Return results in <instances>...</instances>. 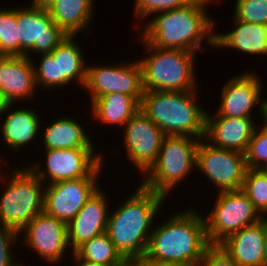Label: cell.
Wrapping results in <instances>:
<instances>
[{"mask_svg":"<svg viewBox=\"0 0 267 266\" xmlns=\"http://www.w3.org/2000/svg\"><path fill=\"white\" fill-rule=\"evenodd\" d=\"M142 98L122 93L104 94L91 102L92 116L104 125L123 127L140 110Z\"/></svg>","mask_w":267,"mask_h":266,"instance_id":"25","label":"cell"},{"mask_svg":"<svg viewBox=\"0 0 267 266\" xmlns=\"http://www.w3.org/2000/svg\"><path fill=\"white\" fill-rule=\"evenodd\" d=\"M102 166L101 163L88 177L45 185L43 212L68 224L101 187L98 175Z\"/></svg>","mask_w":267,"mask_h":266,"instance_id":"12","label":"cell"},{"mask_svg":"<svg viewBox=\"0 0 267 266\" xmlns=\"http://www.w3.org/2000/svg\"><path fill=\"white\" fill-rule=\"evenodd\" d=\"M0 54L20 56L17 8L0 9Z\"/></svg>","mask_w":267,"mask_h":266,"instance_id":"29","label":"cell"},{"mask_svg":"<svg viewBox=\"0 0 267 266\" xmlns=\"http://www.w3.org/2000/svg\"><path fill=\"white\" fill-rule=\"evenodd\" d=\"M72 257H73V262H76L75 265L77 266H107V265H102V264H98L95 262H91V261H86V260H81L74 252H72Z\"/></svg>","mask_w":267,"mask_h":266,"instance_id":"35","label":"cell"},{"mask_svg":"<svg viewBox=\"0 0 267 266\" xmlns=\"http://www.w3.org/2000/svg\"><path fill=\"white\" fill-rule=\"evenodd\" d=\"M241 190L251 200L260 215L263 218L267 217V174L262 169L248 168Z\"/></svg>","mask_w":267,"mask_h":266,"instance_id":"28","label":"cell"},{"mask_svg":"<svg viewBox=\"0 0 267 266\" xmlns=\"http://www.w3.org/2000/svg\"><path fill=\"white\" fill-rule=\"evenodd\" d=\"M18 238L19 232L0 223V266H24L10 249L11 245L19 242Z\"/></svg>","mask_w":267,"mask_h":266,"instance_id":"33","label":"cell"},{"mask_svg":"<svg viewBox=\"0 0 267 266\" xmlns=\"http://www.w3.org/2000/svg\"><path fill=\"white\" fill-rule=\"evenodd\" d=\"M168 218L166 222L153 228L144 258L156 262L198 266L211 247L204 217L190 207Z\"/></svg>","mask_w":267,"mask_h":266,"instance_id":"3","label":"cell"},{"mask_svg":"<svg viewBox=\"0 0 267 266\" xmlns=\"http://www.w3.org/2000/svg\"><path fill=\"white\" fill-rule=\"evenodd\" d=\"M20 56L51 53L67 35L54 23L48 9L34 4L17 8ZM29 52V53H28Z\"/></svg>","mask_w":267,"mask_h":266,"instance_id":"10","label":"cell"},{"mask_svg":"<svg viewBox=\"0 0 267 266\" xmlns=\"http://www.w3.org/2000/svg\"><path fill=\"white\" fill-rule=\"evenodd\" d=\"M2 160H4L3 158H1V156H0V164H4V162L2 161Z\"/></svg>","mask_w":267,"mask_h":266,"instance_id":"43","label":"cell"},{"mask_svg":"<svg viewBox=\"0 0 267 266\" xmlns=\"http://www.w3.org/2000/svg\"><path fill=\"white\" fill-rule=\"evenodd\" d=\"M14 104H9L5 110L6 118L0 122V131L2 134L3 144L20 152L22 147L36 140L42 125L40 116L36 110L31 108L11 109ZM11 109V110H10ZM9 111V112H7ZM8 113V114H7Z\"/></svg>","mask_w":267,"mask_h":266,"instance_id":"22","label":"cell"},{"mask_svg":"<svg viewBox=\"0 0 267 266\" xmlns=\"http://www.w3.org/2000/svg\"><path fill=\"white\" fill-rule=\"evenodd\" d=\"M233 19L235 29L214 34V48H231L248 55L267 56V25L239 21L234 16Z\"/></svg>","mask_w":267,"mask_h":266,"instance_id":"23","label":"cell"},{"mask_svg":"<svg viewBox=\"0 0 267 266\" xmlns=\"http://www.w3.org/2000/svg\"><path fill=\"white\" fill-rule=\"evenodd\" d=\"M262 266H267V235L264 241V252Z\"/></svg>","mask_w":267,"mask_h":266,"instance_id":"41","label":"cell"},{"mask_svg":"<svg viewBox=\"0 0 267 266\" xmlns=\"http://www.w3.org/2000/svg\"><path fill=\"white\" fill-rule=\"evenodd\" d=\"M33 61L36 60L27 56L0 57V92L9 104L31 99L35 95L37 87Z\"/></svg>","mask_w":267,"mask_h":266,"instance_id":"19","label":"cell"},{"mask_svg":"<svg viewBox=\"0 0 267 266\" xmlns=\"http://www.w3.org/2000/svg\"><path fill=\"white\" fill-rule=\"evenodd\" d=\"M123 128L128 159L145 176L157 160L165 135L141 109Z\"/></svg>","mask_w":267,"mask_h":266,"instance_id":"15","label":"cell"},{"mask_svg":"<svg viewBox=\"0 0 267 266\" xmlns=\"http://www.w3.org/2000/svg\"><path fill=\"white\" fill-rule=\"evenodd\" d=\"M198 266H239L219 246H211Z\"/></svg>","mask_w":267,"mask_h":266,"instance_id":"34","label":"cell"},{"mask_svg":"<svg viewBox=\"0 0 267 266\" xmlns=\"http://www.w3.org/2000/svg\"><path fill=\"white\" fill-rule=\"evenodd\" d=\"M130 196L108 215L106 226L107 235L126 260L145 256L154 218L167 198L141 184Z\"/></svg>","mask_w":267,"mask_h":266,"instance_id":"2","label":"cell"},{"mask_svg":"<svg viewBox=\"0 0 267 266\" xmlns=\"http://www.w3.org/2000/svg\"><path fill=\"white\" fill-rule=\"evenodd\" d=\"M75 37L67 35L51 53L40 54L38 66L33 62L36 87L53 90L74 80L84 87L87 65Z\"/></svg>","mask_w":267,"mask_h":266,"instance_id":"9","label":"cell"},{"mask_svg":"<svg viewBox=\"0 0 267 266\" xmlns=\"http://www.w3.org/2000/svg\"><path fill=\"white\" fill-rule=\"evenodd\" d=\"M0 164V180L6 181L5 191L0 194V223L20 232L44 210L45 184L29 168H17L3 176ZM2 172V175H1ZM4 177V178H3ZM43 188V189H42Z\"/></svg>","mask_w":267,"mask_h":266,"instance_id":"6","label":"cell"},{"mask_svg":"<svg viewBox=\"0 0 267 266\" xmlns=\"http://www.w3.org/2000/svg\"><path fill=\"white\" fill-rule=\"evenodd\" d=\"M94 0H57L48 11L54 23L68 36L82 31L90 35L88 28L93 22ZM89 26V27H88Z\"/></svg>","mask_w":267,"mask_h":266,"instance_id":"24","label":"cell"},{"mask_svg":"<svg viewBox=\"0 0 267 266\" xmlns=\"http://www.w3.org/2000/svg\"><path fill=\"white\" fill-rule=\"evenodd\" d=\"M142 43L147 49L146 53H149L146 57L138 59L142 69L144 91L198 90L194 66L196 53L180 49H163L147 42Z\"/></svg>","mask_w":267,"mask_h":266,"instance_id":"5","label":"cell"},{"mask_svg":"<svg viewBox=\"0 0 267 266\" xmlns=\"http://www.w3.org/2000/svg\"><path fill=\"white\" fill-rule=\"evenodd\" d=\"M250 72V73H249ZM229 78V80L221 88V102L216 110V114L212 115L207 112L206 116H227L234 118H253V107L260 103L259 112L261 113V103L263 99L262 81L258 74L251 70ZM262 84V85H261Z\"/></svg>","mask_w":267,"mask_h":266,"instance_id":"17","label":"cell"},{"mask_svg":"<svg viewBox=\"0 0 267 266\" xmlns=\"http://www.w3.org/2000/svg\"><path fill=\"white\" fill-rule=\"evenodd\" d=\"M196 90L144 91L141 111L149 117L165 136H205L206 113L197 102Z\"/></svg>","mask_w":267,"mask_h":266,"instance_id":"4","label":"cell"},{"mask_svg":"<svg viewBox=\"0 0 267 266\" xmlns=\"http://www.w3.org/2000/svg\"><path fill=\"white\" fill-rule=\"evenodd\" d=\"M23 234L26 248L31 249L49 264L61 262L67 252L68 232L67 223L44 212L37 215L20 232ZM28 246V247H27Z\"/></svg>","mask_w":267,"mask_h":266,"instance_id":"16","label":"cell"},{"mask_svg":"<svg viewBox=\"0 0 267 266\" xmlns=\"http://www.w3.org/2000/svg\"><path fill=\"white\" fill-rule=\"evenodd\" d=\"M262 170L267 174V165Z\"/></svg>","mask_w":267,"mask_h":266,"instance_id":"42","label":"cell"},{"mask_svg":"<svg viewBox=\"0 0 267 266\" xmlns=\"http://www.w3.org/2000/svg\"><path fill=\"white\" fill-rule=\"evenodd\" d=\"M253 118L206 116L204 139L211 145L245 154L254 130Z\"/></svg>","mask_w":267,"mask_h":266,"instance_id":"20","label":"cell"},{"mask_svg":"<svg viewBox=\"0 0 267 266\" xmlns=\"http://www.w3.org/2000/svg\"><path fill=\"white\" fill-rule=\"evenodd\" d=\"M196 168L219 192L242 189L248 169L245 154L215 147L204 138L198 144Z\"/></svg>","mask_w":267,"mask_h":266,"instance_id":"11","label":"cell"},{"mask_svg":"<svg viewBox=\"0 0 267 266\" xmlns=\"http://www.w3.org/2000/svg\"><path fill=\"white\" fill-rule=\"evenodd\" d=\"M8 105H9V103L7 102L6 98L0 92V116L3 115V113H5V110H6Z\"/></svg>","mask_w":267,"mask_h":266,"instance_id":"40","label":"cell"},{"mask_svg":"<svg viewBox=\"0 0 267 266\" xmlns=\"http://www.w3.org/2000/svg\"><path fill=\"white\" fill-rule=\"evenodd\" d=\"M216 196L214 208L204 217L211 246H219L233 233L263 219L241 189L221 191Z\"/></svg>","mask_w":267,"mask_h":266,"instance_id":"8","label":"cell"},{"mask_svg":"<svg viewBox=\"0 0 267 266\" xmlns=\"http://www.w3.org/2000/svg\"><path fill=\"white\" fill-rule=\"evenodd\" d=\"M192 0H135L134 16L138 19H149L155 13L172 10L189 4ZM136 11V12H135ZM147 17V18H146Z\"/></svg>","mask_w":267,"mask_h":266,"instance_id":"32","label":"cell"},{"mask_svg":"<svg viewBox=\"0 0 267 266\" xmlns=\"http://www.w3.org/2000/svg\"><path fill=\"white\" fill-rule=\"evenodd\" d=\"M267 217L230 235L219 247L239 266H262Z\"/></svg>","mask_w":267,"mask_h":266,"instance_id":"21","label":"cell"},{"mask_svg":"<svg viewBox=\"0 0 267 266\" xmlns=\"http://www.w3.org/2000/svg\"><path fill=\"white\" fill-rule=\"evenodd\" d=\"M260 128V130H259ZM247 168L263 169L267 165V129L260 126L254 130L245 152Z\"/></svg>","mask_w":267,"mask_h":266,"instance_id":"30","label":"cell"},{"mask_svg":"<svg viewBox=\"0 0 267 266\" xmlns=\"http://www.w3.org/2000/svg\"><path fill=\"white\" fill-rule=\"evenodd\" d=\"M206 1H210V2H212V1H213L212 3H214V2H215V1H217V0H206Z\"/></svg>","mask_w":267,"mask_h":266,"instance_id":"44","label":"cell"},{"mask_svg":"<svg viewBox=\"0 0 267 266\" xmlns=\"http://www.w3.org/2000/svg\"><path fill=\"white\" fill-rule=\"evenodd\" d=\"M47 126L41 133L45 149L96 148L90 134L74 118L63 116Z\"/></svg>","mask_w":267,"mask_h":266,"instance_id":"26","label":"cell"},{"mask_svg":"<svg viewBox=\"0 0 267 266\" xmlns=\"http://www.w3.org/2000/svg\"><path fill=\"white\" fill-rule=\"evenodd\" d=\"M57 0H33L32 2L36 5L48 9Z\"/></svg>","mask_w":267,"mask_h":266,"instance_id":"39","label":"cell"},{"mask_svg":"<svg viewBox=\"0 0 267 266\" xmlns=\"http://www.w3.org/2000/svg\"><path fill=\"white\" fill-rule=\"evenodd\" d=\"M143 266H184V265L177 264V263L150 261L143 257Z\"/></svg>","mask_w":267,"mask_h":266,"instance_id":"36","label":"cell"},{"mask_svg":"<svg viewBox=\"0 0 267 266\" xmlns=\"http://www.w3.org/2000/svg\"><path fill=\"white\" fill-rule=\"evenodd\" d=\"M121 64L118 66L87 65L86 81L83 88L91 93V102L107 93L143 97L142 69L138 60Z\"/></svg>","mask_w":267,"mask_h":266,"instance_id":"14","label":"cell"},{"mask_svg":"<svg viewBox=\"0 0 267 266\" xmlns=\"http://www.w3.org/2000/svg\"><path fill=\"white\" fill-rule=\"evenodd\" d=\"M120 266H143V257L139 259L125 260Z\"/></svg>","mask_w":267,"mask_h":266,"instance_id":"38","label":"cell"},{"mask_svg":"<svg viewBox=\"0 0 267 266\" xmlns=\"http://www.w3.org/2000/svg\"><path fill=\"white\" fill-rule=\"evenodd\" d=\"M260 115L263 120L262 127L267 129V98L262 99Z\"/></svg>","mask_w":267,"mask_h":266,"instance_id":"37","label":"cell"},{"mask_svg":"<svg viewBox=\"0 0 267 266\" xmlns=\"http://www.w3.org/2000/svg\"><path fill=\"white\" fill-rule=\"evenodd\" d=\"M191 136H165L155 164L140 183L148 190L168 196L196 168L200 139Z\"/></svg>","mask_w":267,"mask_h":266,"instance_id":"7","label":"cell"},{"mask_svg":"<svg viewBox=\"0 0 267 266\" xmlns=\"http://www.w3.org/2000/svg\"><path fill=\"white\" fill-rule=\"evenodd\" d=\"M74 253L81 260L107 266H120L126 260L116 249L106 232L84 242Z\"/></svg>","mask_w":267,"mask_h":266,"instance_id":"27","label":"cell"},{"mask_svg":"<svg viewBox=\"0 0 267 266\" xmlns=\"http://www.w3.org/2000/svg\"><path fill=\"white\" fill-rule=\"evenodd\" d=\"M210 1L192 0L189 4L159 12L144 25L135 22L140 41L163 49H180L197 53L206 44L214 48L215 20L207 12ZM139 24V25H138ZM140 28V29H139ZM142 32V33H141ZM203 43V44H202Z\"/></svg>","mask_w":267,"mask_h":266,"instance_id":"1","label":"cell"},{"mask_svg":"<svg viewBox=\"0 0 267 266\" xmlns=\"http://www.w3.org/2000/svg\"><path fill=\"white\" fill-rule=\"evenodd\" d=\"M97 154V155H96ZM103 154L95 148L45 149L46 167L38 162L29 168L46 185L60 181L88 177L101 163ZM48 178V180H47ZM47 180V181H46Z\"/></svg>","mask_w":267,"mask_h":266,"instance_id":"13","label":"cell"},{"mask_svg":"<svg viewBox=\"0 0 267 266\" xmlns=\"http://www.w3.org/2000/svg\"><path fill=\"white\" fill-rule=\"evenodd\" d=\"M235 4L237 20L267 25V0H236Z\"/></svg>","mask_w":267,"mask_h":266,"instance_id":"31","label":"cell"},{"mask_svg":"<svg viewBox=\"0 0 267 266\" xmlns=\"http://www.w3.org/2000/svg\"><path fill=\"white\" fill-rule=\"evenodd\" d=\"M106 193L98 188L83 208L67 224L68 244L75 251L84 242L106 232L109 203Z\"/></svg>","mask_w":267,"mask_h":266,"instance_id":"18","label":"cell"}]
</instances>
